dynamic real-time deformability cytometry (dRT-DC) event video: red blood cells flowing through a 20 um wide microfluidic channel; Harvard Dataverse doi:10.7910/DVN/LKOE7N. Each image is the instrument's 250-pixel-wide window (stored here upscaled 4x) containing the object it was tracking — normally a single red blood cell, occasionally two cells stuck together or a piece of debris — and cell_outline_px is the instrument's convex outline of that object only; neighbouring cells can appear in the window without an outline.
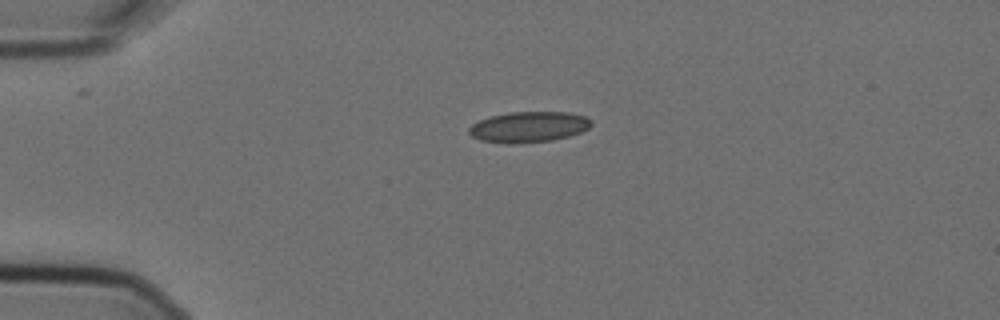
{"species": "Egyptian fruit bat (a non-hibernating species)", "species_latin": "Rousettus aegyptiacus", "temperature_condition": "cold", "stored_images_in_passage": 3, "camera_frame_rate_fps": 3000, "um_per_image_px": 0.085, "animal": {"sex": "female"}, "frame": {"image": 1, "passage_image": 1, "time_ms": 0.0, "image_size_px": [1000, 320], "cell_outline_px": [[592, 124], [588, 128], [580, 132], [568, 136], [552, 140], [512, 144], [508, 144], [480, 140], [472, 136], [468, 132], [468, 128], [472, 124], [480, 120], [492, 116], [508, 112], [568, 112], [584, 116]], "centroid_in_image_um": [44.9, 10.79], "position_along_channel_um": 40.1, "area_um2": 21.73}}
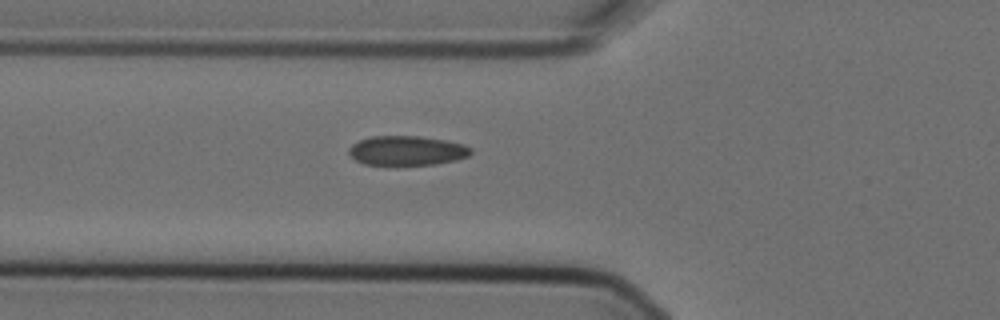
{"frame": {"image": 2, "passage_image": 3, "time_ms": 0.667, "image_size_px": [1000, 320], "cell_outline_px": [[472, 152], [468, 156], [456, 160], [432, 164], [364, 164], [356, 160], [348, 152], [348, 148], [352, 144], [360, 140], [372, 136], [416, 136], [444, 140], [464, 144], [472, 148]], "centroid_in_image_um": [34.59, 12.79], "position_along_channel_um": 91.2, "area_um2": 20.69}}